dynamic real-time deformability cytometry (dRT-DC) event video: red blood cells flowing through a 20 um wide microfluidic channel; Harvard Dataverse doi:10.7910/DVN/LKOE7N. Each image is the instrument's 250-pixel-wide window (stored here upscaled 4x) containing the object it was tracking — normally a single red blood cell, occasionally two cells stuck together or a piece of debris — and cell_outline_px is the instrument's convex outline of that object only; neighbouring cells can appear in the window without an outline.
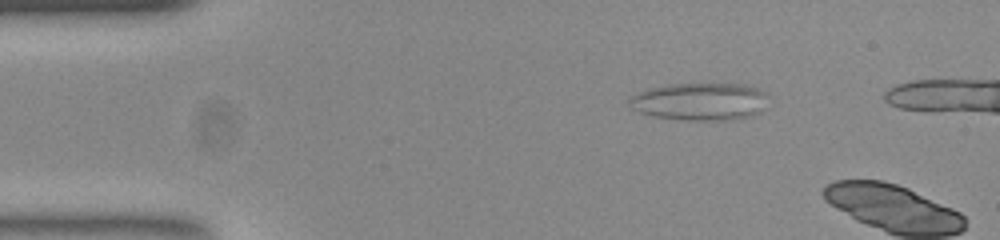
{"species": "common noctule bat (a hibernating species)", "species_latin": "Nyctalus noctula", "temperature_condition": "room temperature", "stored_images_in_passage": 6, "camera_frame_rate_fps": 3000, "um_per_image_px": 0.085, "animal": {"sex": "female", "body_mass_g": 23.0, "forearm_length_mm": 53.4}, "frame": {"image": 1, "passage_image": 3, "time_ms": 0.667, "image_size_px": [1000, 240], "cell_outline_px": [[764, 92], [760, 112], [748, 116], [732, 120], [688, 120], [652, 116], [640, 112], [632, 108], [628, 100], [632, 96], [640, 92], [652, 88], [672, 84], [744, 84], [756, 88]], "centroid_in_image_um": [59.44, 8.64], "position_along_channel_um": 25.6, "area_um2": 29.71}}